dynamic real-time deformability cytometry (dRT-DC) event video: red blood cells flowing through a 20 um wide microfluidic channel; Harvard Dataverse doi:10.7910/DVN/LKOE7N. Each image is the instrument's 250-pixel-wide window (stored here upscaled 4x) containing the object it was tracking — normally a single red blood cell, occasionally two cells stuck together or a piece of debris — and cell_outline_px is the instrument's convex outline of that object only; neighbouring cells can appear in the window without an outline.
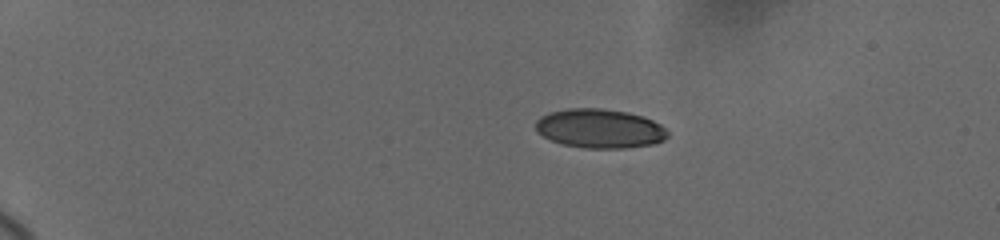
{"species": "human", "species_latin": "Homo sapiens", "temperature_condition": "cold", "stored_images_in_passage": 15, "camera_frame_rate_fps": 3000, "um_per_image_px": 0.085, "donor": {"sex": "female"}, "frame": {"image": 1, "passage_image": 6, "time_ms": 2.333, "image_size_px": [1000, 240], "cell_outline_px": [[668, 136], [664, 140], [652, 144], [624, 148], [584, 148], [564, 144], [552, 140], [536, 132], [536, 120], [540, 116], [548, 112], [568, 108], [600, 108], [628, 112], [644, 116], [660, 124], [668, 132]], "centroid_in_image_um": [50.97, 10.91], "position_along_channel_um": 34.0, "area_um2": 30.17}}
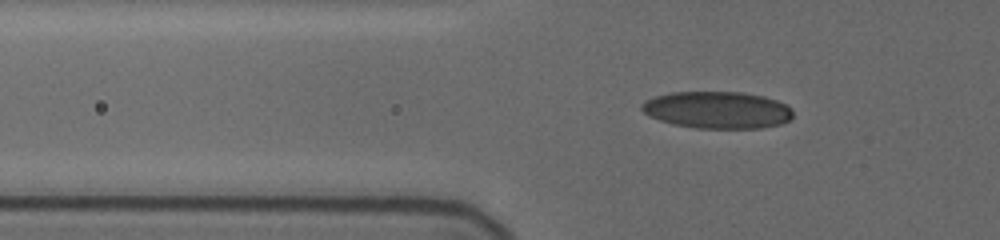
{"frame": {"image": 2, "passage_image": 14, "time_ms": 5.333, "image_size_px": [1000, 240], "cell_outline_px": [[792, 116], [788, 120], [780, 124], [760, 128], [696, 128], [672, 124], [660, 120], [644, 112], [640, 108], [640, 104], [644, 100], [656, 96], [672, 92], [740, 92], [764, 96], [776, 100], [792, 108]], "centroid_in_image_um": [60.96, 9.34], "position_along_channel_um": 64.8, "area_um2": 32.54}}